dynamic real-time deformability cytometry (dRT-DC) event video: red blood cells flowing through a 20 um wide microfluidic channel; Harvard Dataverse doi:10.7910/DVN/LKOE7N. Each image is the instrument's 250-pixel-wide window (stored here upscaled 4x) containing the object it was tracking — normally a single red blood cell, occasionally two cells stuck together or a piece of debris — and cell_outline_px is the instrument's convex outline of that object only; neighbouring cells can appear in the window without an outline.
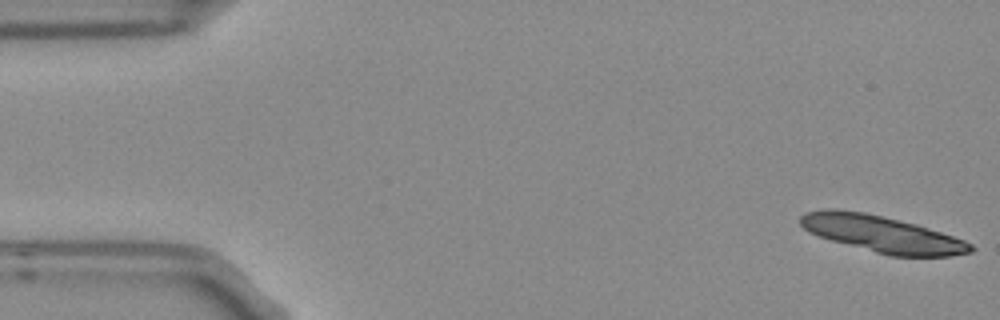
{"species": "Egyptian fruit bat (a non-hibernating species)", "species_latin": "Rousettus aegyptiacus", "temperature_condition": "room temperature", "stored_images_in_passage": 4, "camera_frame_rate_fps": 3000, "um_per_image_px": 0.085, "frame": {"image": 1, "passage_image": 1, "time_ms": 0.0, "image_size_px": [1000, 320], "cell_outline_px": [[976, 248], [972, 252], [952, 256], [892, 256], [876, 252], [832, 240], [820, 236], [804, 228], [800, 224], [800, 216], [804, 212], [828, 208], [832, 208], [864, 212], [916, 224], [964, 240], [972, 244]], "centroid_in_image_um": [74.99, 19.88], "position_along_channel_um": 10.0, "area_um2": 35.84}}